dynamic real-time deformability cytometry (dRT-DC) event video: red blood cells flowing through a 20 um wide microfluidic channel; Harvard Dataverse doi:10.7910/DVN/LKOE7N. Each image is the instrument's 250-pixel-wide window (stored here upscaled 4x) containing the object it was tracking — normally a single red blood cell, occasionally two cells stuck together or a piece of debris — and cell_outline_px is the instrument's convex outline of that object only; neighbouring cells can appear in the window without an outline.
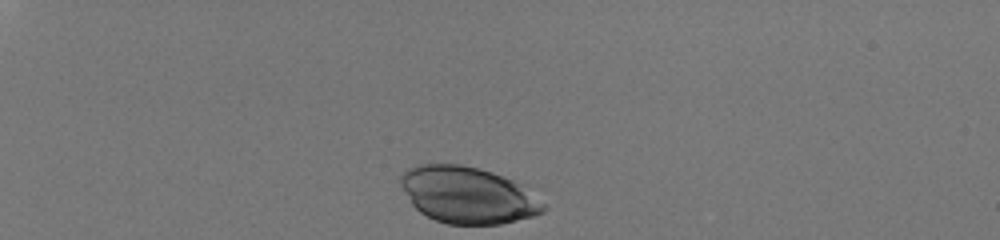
{"species": "human", "species_latin": "Homo sapiens", "temperature_condition": "room temperature", "stored_images_in_passage": 33, "camera_frame_rate_fps": 3000, "um_per_image_px": 0.085, "donor": {"sex": "male"}, "frame": {"image": 1, "passage_image": 1, "time_ms": 0.0, "image_size_px": [1000, 240], "cell_outline_px": [[548, 208], [544, 212], [532, 216], [500, 224], [448, 224], [436, 220], [420, 212], [412, 204], [400, 184], [400, 176], [408, 168], [416, 164], [460, 164], [492, 172], [512, 180], [520, 184], [544, 204]], "centroid_in_image_um": [39.74, 16.58], "position_along_channel_um": 45.3, "area_um2": 46.64}}
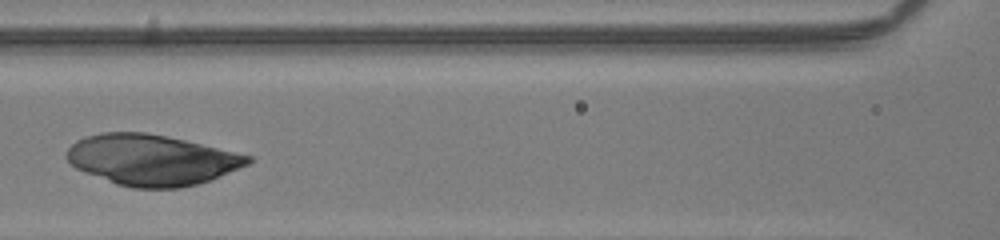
{"frame": {"image": 2, "passage_image": 15, "time_ms": 4.667, "image_size_px": [1000, 240], "cell_outline_px": [[252, 160], [248, 164], [208, 180], [196, 184], [180, 188], [132, 188], [116, 184], [84, 172], [76, 168], [64, 156], [64, 152], [76, 140], [100, 132], [144, 132], [184, 140], [252, 156]], "centroid_in_image_um": [12.82, 13.59], "position_along_channel_um": 153.8, "area_um2": 53.18}}
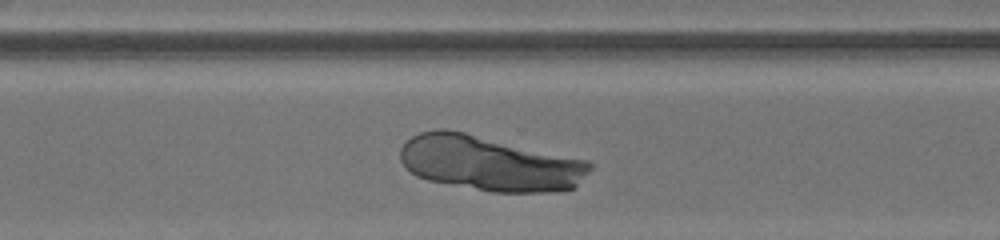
{"frame": {"image": 3, "passage_image": 28, "time_ms": 9.0, "image_size_px": [1000, 240], "cell_outline_px": [[592, 168], [576, 188], [548, 192], [492, 192], [428, 180], [416, 176], [400, 160], [400, 148], [412, 136], [420, 132], [436, 128], [444, 128], [464, 132], [588, 160], [592, 164]], "centroid_in_image_um": [41.63, 13.88], "position_along_channel_um": 329.0, "area_um2": 60.81}}